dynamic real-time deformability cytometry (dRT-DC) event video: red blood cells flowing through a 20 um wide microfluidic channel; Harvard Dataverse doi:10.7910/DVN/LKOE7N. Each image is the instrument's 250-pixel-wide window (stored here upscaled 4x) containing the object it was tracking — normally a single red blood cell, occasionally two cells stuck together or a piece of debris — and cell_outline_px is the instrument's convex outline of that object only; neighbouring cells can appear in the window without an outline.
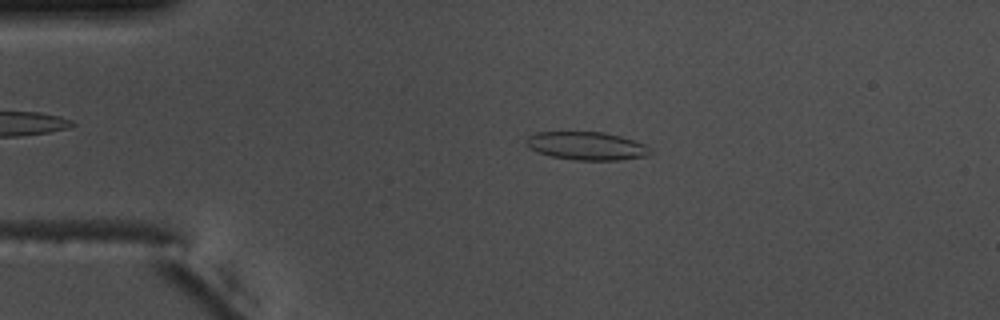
{"species": "common noctule bat (a hibernating species)", "species_latin": "Nyctalus noctula", "temperature_condition": "warm", "stored_images_in_passage": 53, "camera_frame_rate_fps": 3000, "um_per_image_px": 0.085, "animal": {"sex": "male", "body_mass_g": 17.5, "forearm_length_mm": 52.3}, "frame": {"image": 1, "passage_image": 11, "time_ms": 3.333, "image_size_px": [1000, 320], "cell_outline_px": [[652, 152], [648, 156], [620, 160], [576, 160], [552, 156], [540, 152], [524, 144], [524, 140], [528, 136], [536, 132], [604, 132], [620, 136], [644, 144]], "centroid_in_image_um": [49.86, 12.4], "position_along_channel_um": 35.1, "area_um2": 20.23}}
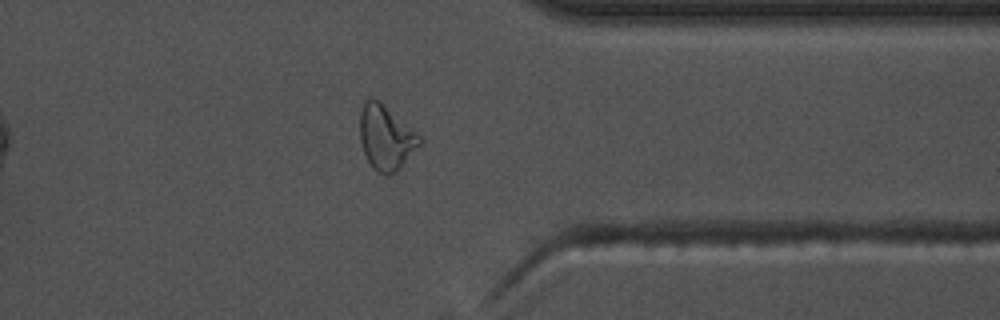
{"frame": {"image": 2, "passage_image": 42, "time_ms": 13.667, "image_size_px": [1000, 320], "cell_outline_px": [[424, 140], [400, 168], [396, 172], [388, 176], [384, 176], [376, 172], [372, 168], [364, 152], [360, 140], [360, 112], [364, 100], [368, 96], [372, 96], [380, 100], [416, 132]], "centroid_in_image_um": [32.79, 11.67], "position_along_channel_um": 378.6, "area_um2": 22.83}}
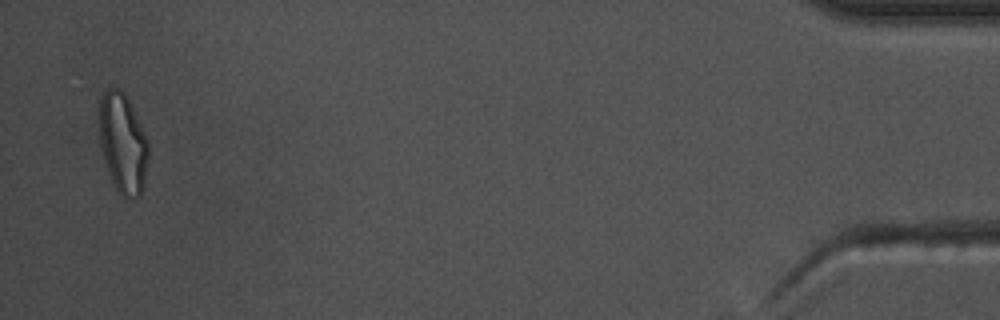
{"frame": {"image": 3, "passage_image": 52, "time_ms": 17.0, "image_size_px": [1000, 320], "cell_outline_px": [[148, 160], [144, 184], [140, 196], [132, 200], [120, 196], [108, 172], [104, 160], [100, 144], [100, 96], [108, 88], [120, 88], [124, 92], [148, 140]], "centroid_in_image_um": [10.45, 12.22], "position_along_channel_um": 424.8, "area_um2": 28.55}, "authors_computed_cell_mechanics": {"area_um2": 20.23, "velocity_mm_per_s": 3.7726, "shape_relaxation_time_tau1_ms": 8.8051, "shape_relaxation_time_tau2_ms": 1.4573, "deformation_change_tau1": 0.2061, "deformation_change_tau2": 0.0812}}